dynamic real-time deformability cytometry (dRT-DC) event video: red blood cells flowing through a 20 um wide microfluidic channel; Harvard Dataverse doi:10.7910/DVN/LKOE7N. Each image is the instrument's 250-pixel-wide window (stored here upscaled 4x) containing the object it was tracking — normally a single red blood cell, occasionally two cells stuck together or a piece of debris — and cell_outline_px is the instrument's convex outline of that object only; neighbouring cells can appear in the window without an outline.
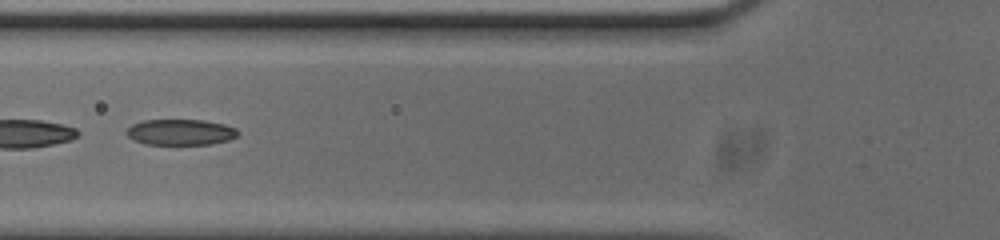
{"species": "common noctule bat (a hibernating species)", "species_latin": "Nyctalus noctula", "temperature_condition": "cold", "stored_images_in_passage": 29, "segment_of_instrument_passage": [2, 2], "camera_frame_rate_fps": 3000, "um_per_image_px": 0.085, "animal": {"sex": "male", "body_mass_g": 20.0, "forearm_length_mm": 53.3}, "frame": {"image": 1, "passage_image": 18, "time_ms": 5.667, "image_size_px": [1000, 240], "cell_outline_px": [[236, 136], [228, 140], [212, 144], [144, 144], [128, 136], [128, 128], [132, 124], [144, 120], [204, 120], [224, 124], [236, 128]], "centroid_in_image_um": [15.35, 11.23], "position_along_channel_um": 110.4, "area_um2": 16.53}}